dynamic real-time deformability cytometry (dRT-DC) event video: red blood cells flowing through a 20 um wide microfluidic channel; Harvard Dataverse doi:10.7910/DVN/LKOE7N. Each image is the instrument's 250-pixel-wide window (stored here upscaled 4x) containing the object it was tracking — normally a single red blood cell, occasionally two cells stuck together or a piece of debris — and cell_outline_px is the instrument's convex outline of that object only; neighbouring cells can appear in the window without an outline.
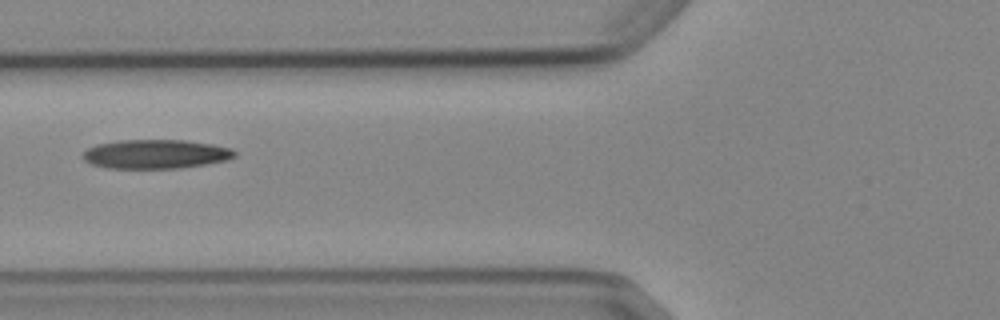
{"species": "Egyptian fruit bat (a non-hibernating species)", "species_latin": "Rousettus aegyptiacus", "temperature_condition": "cold", "stored_images_in_passage": 7, "camera_frame_rate_fps": 3000, "um_per_image_px": 0.085, "animal": {"sex": "female"}, "frame": {"image": 1, "passage_image": 6, "time_ms": 6.667, "image_size_px": [1000, 320], "cell_outline_px": [[236, 156], [228, 160], [180, 168], [108, 168], [92, 164], [84, 160], [84, 152], [88, 148], [96, 144], [120, 140], [184, 140], [212, 144], [232, 148], [236, 152]], "centroid_in_image_um": [13.26, 13.09], "position_along_channel_um": 112.5, "area_um2": 25.66}}
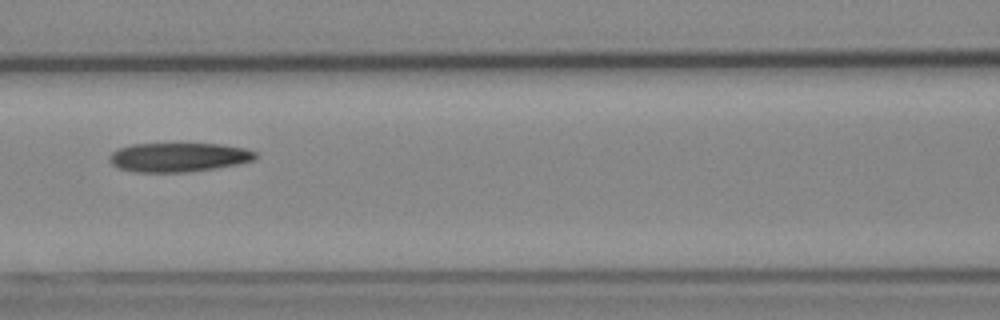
{"frame": {"image": 2, "passage_image": 7, "time_ms": 7.667, "image_size_px": [1000, 320], "cell_outline_px": [[260, 156], [256, 160], [216, 168], [188, 172], [136, 172], [120, 168], [112, 164], [108, 160], [108, 156], [112, 152], [120, 148], [132, 144], [220, 144], [244, 148], [256, 152]], "centroid_in_image_um": [15.2, 13.37], "position_along_channel_um": 151.4, "area_um2": 24.8}}